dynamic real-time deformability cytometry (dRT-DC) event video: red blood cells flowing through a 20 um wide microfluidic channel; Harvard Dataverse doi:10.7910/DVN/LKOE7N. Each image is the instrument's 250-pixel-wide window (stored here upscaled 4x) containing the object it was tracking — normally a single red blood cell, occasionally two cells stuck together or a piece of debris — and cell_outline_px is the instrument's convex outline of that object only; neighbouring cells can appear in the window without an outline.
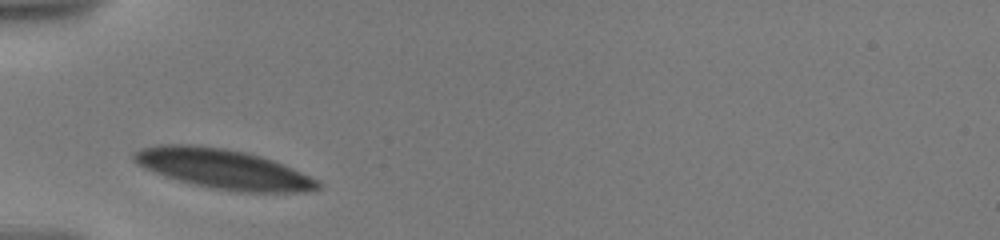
{"species": "human", "species_latin": "Homo sapiens", "temperature_condition": "warm", "stored_images_in_passage": 2, "camera_frame_rate_fps": 3000, "um_per_image_px": 0.085, "donor": {"sex": "male"}, "frame": {"image": 1, "passage_image": 1, "time_ms": 0.0, "image_size_px": [1000, 240], "cell_outline_px": [[320, 188], [304, 192], [240, 192], [216, 188], [196, 184], [164, 176], [144, 168], [136, 164], [132, 160], [132, 152], [140, 148], [156, 144], [192, 144], [224, 148], [244, 152], [260, 156], [284, 164], [316, 180], [320, 184]], "centroid_in_image_um": [18.9, 14.34], "position_along_channel_um": 66.1, "area_um2": 42.31}}